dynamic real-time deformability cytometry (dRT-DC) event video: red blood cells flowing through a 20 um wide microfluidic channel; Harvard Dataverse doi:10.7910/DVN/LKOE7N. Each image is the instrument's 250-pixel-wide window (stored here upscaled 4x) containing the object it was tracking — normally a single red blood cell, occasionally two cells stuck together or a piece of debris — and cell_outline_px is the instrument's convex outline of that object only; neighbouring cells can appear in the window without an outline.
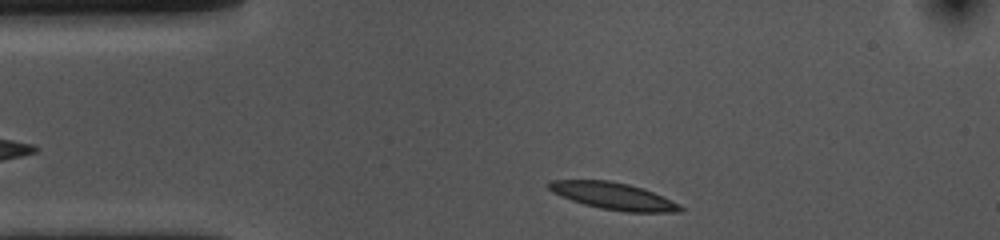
{"species": "common noctule bat (a hibernating species)", "species_latin": "Nyctalus noctula", "temperature_condition": "cold", "stored_images_in_passage": 35, "camera_frame_rate_fps": 3000, "um_per_image_px": 0.085, "animal": {"sex": "female", "body_mass_g": 10.0, "forearm_length_mm": 53.1}, "frame": {"image": 1, "passage_image": 2, "time_ms": 0.333, "image_size_px": [1000, 240], "cell_outline_px": [[684, 208], [680, 212], [624, 212], [600, 208], [584, 204], [572, 200], [552, 192], [548, 188], [548, 180], [608, 180], [628, 184], [652, 192], [680, 204]], "centroid_in_image_um": [52.12, 16.67], "position_along_channel_um": 32.9, "area_um2": 20.46}}
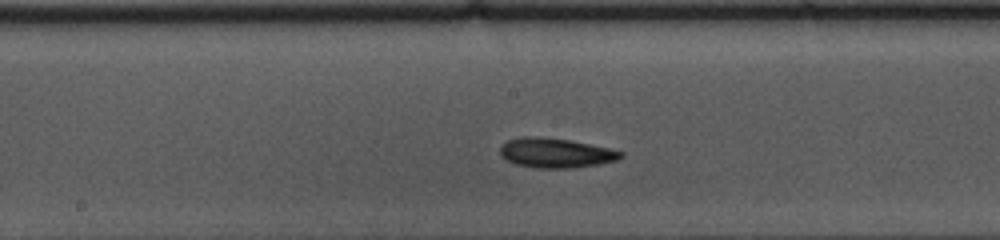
{"frame": {"image": 2, "passage_image": 19, "time_ms": 6.0, "image_size_px": [1000, 240], "cell_outline_px": [[624, 156], [616, 160], [600, 164], [568, 168], [536, 168], [516, 164], [500, 156], [500, 148], [508, 140], [524, 136], [532, 136], [568, 140], [608, 148], [624, 152]], "centroid_in_image_um": [47.23, 13.01], "position_along_channel_um": 201.0, "area_um2": 20.58}}
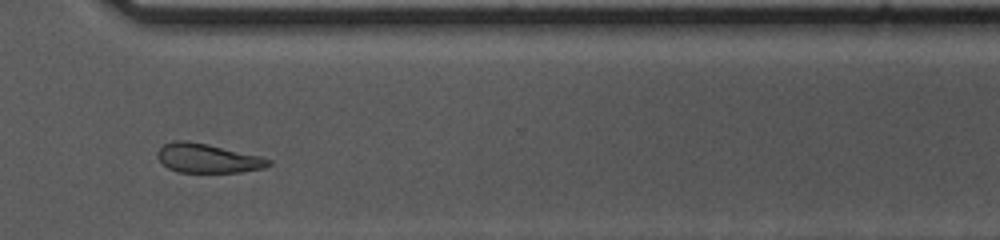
{"frame": {"image": 3, "passage_image": 32, "time_ms": 10.333, "image_size_px": [1000, 240], "cell_outline_px": [[272, 164], [264, 168], [240, 172], [176, 172], [168, 168], [156, 156], [156, 152], [164, 144], [176, 140], [184, 140], [208, 144], [260, 156], [272, 160]], "centroid_in_image_um": [17.65, 13.45], "position_along_channel_um": 353.0, "area_um2": 18.84}, "authors_computed_cell_mechanics": {"area_um2": 20.1722, "velocity_mm_per_s": 3.5121, "shape_relaxation_time_tau1_ms": 3.4988, "shape_relaxation_time_tau2_ms": 5.2012, "deformation_change_tau1": 0.1116, "deformation_change_tau2": 0.1122}}